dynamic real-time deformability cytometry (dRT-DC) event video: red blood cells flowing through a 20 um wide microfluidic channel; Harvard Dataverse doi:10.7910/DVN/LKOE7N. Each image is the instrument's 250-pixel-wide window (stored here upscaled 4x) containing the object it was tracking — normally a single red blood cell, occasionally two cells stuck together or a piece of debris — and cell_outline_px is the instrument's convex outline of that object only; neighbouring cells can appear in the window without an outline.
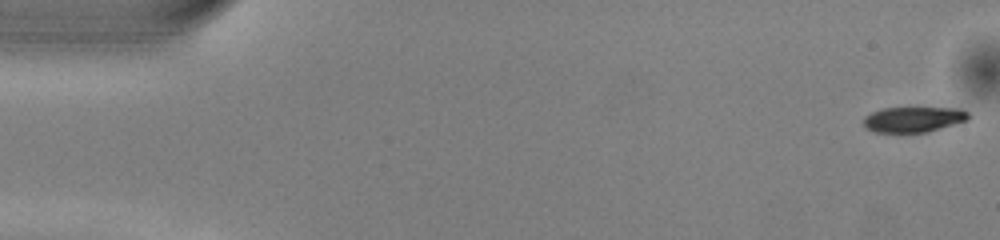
{"species": "common noctule bat (a hibernating species)", "species_latin": "Nyctalus noctula", "temperature_condition": "warm", "stored_images_in_passage": 8, "camera_frame_rate_fps": 3000, "um_per_image_px": 0.085, "animal": {"sex": "male", "body_mass_g": 13.0, "forearm_length_mm": 53.1}, "frame": {"image": 1, "passage_image": 1, "time_ms": 0.0, "image_size_px": [1000, 240], "cell_outline_px": [[968, 120], [928, 132], [900, 136], [876, 132], [864, 128], [864, 116], [872, 112], [884, 108], [960, 108], [968, 112]], "centroid_in_image_um": [77.59, 10.2], "position_along_channel_um": 7.4, "area_um2": 16.24}}